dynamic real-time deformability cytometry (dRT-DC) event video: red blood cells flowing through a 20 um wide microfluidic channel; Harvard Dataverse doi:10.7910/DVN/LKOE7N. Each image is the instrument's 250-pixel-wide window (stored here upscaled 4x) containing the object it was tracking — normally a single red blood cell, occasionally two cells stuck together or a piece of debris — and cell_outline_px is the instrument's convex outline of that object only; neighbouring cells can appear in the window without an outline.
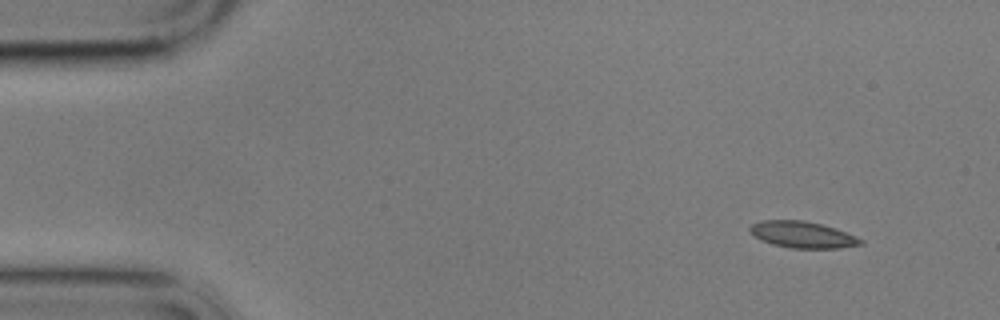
{"species": "common noctule bat (a hibernating species)", "species_latin": "Nyctalus noctula", "temperature_condition": "cold", "stored_images_in_passage": 5, "camera_frame_rate_fps": 3000, "um_per_image_px": 0.085, "animal": {"sex": "male", "body_mass_g": 17.9}, "frame": {"image": 1, "passage_image": 1, "time_ms": 0.0, "image_size_px": [1000, 320], "cell_outline_px": [[864, 244], [840, 248], [792, 248], [772, 244], [756, 236], [748, 228], [752, 224], [760, 220], [804, 220], [836, 228], [856, 236], [864, 240]], "centroid_in_image_um": [68.27, 19.94], "position_along_channel_um": 16.7, "area_um2": 16.99}}
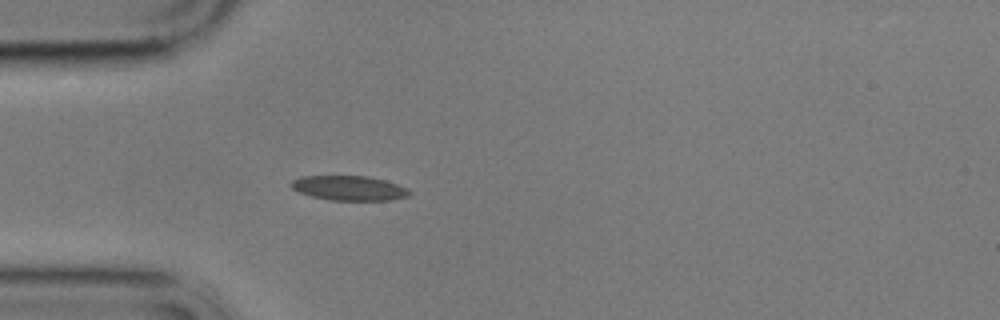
{"frame": {"image": 2, "passage_image": 4, "time_ms": 3.667, "image_size_px": [1000, 320], "cell_outline_px": [[412, 192], [408, 196], [392, 200], [328, 200], [312, 196], [300, 192], [292, 188], [288, 184], [292, 180], [300, 176], [368, 176], [384, 180], [408, 188]], "centroid_in_image_um": [29.67, 15.98], "position_along_channel_um": 55.3, "area_um2": 17.05}}